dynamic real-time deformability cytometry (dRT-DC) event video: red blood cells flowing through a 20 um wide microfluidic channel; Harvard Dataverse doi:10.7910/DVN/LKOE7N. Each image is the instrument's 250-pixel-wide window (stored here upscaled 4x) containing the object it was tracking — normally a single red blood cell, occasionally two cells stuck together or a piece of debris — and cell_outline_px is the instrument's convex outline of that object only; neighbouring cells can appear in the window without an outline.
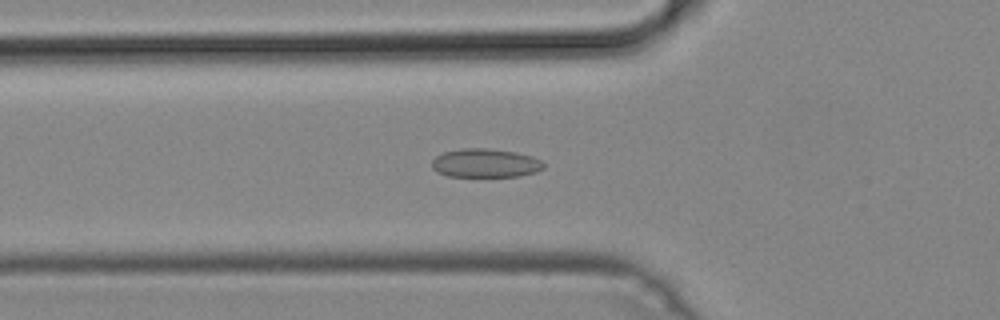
{"species": "common noctule bat (a hibernating species)", "species_latin": "Nyctalus noctula", "temperature_condition": "cold", "stored_images_in_passage": 38, "camera_frame_rate_fps": 3000, "um_per_image_px": 0.085, "animal": {"sex": "male", "body_mass_g": 19.2, "forearm_length_mm": 51.8}, "frame": {"image": 1, "passage_image": 6, "time_ms": 1.667, "image_size_px": [1000, 320], "cell_outline_px": [[544, 168], [536, 172], [520, 176], [448, 176], [436, 172], [432, 168], [432, 160], [436, 156], [444, 152], [460, 148], [488, 148], [516, 152], [532, 156], [540, 160], [544, 164]], "centroid_in_image_um": [41.25, 13.86], "position_along_channel_um": 84.6, "area_um2": 18.79}}
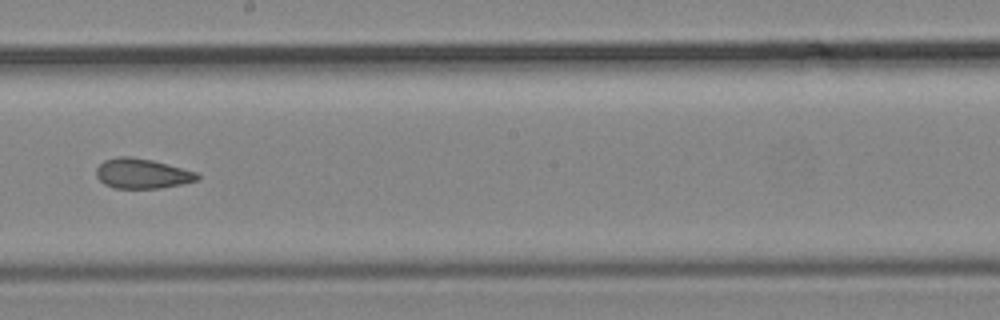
{"frame": {"image": 2, "passage_image": 17, "time_ms": 5.333, "image_size_px": [1000, 320], "cell_outline_px": [[200, 180], [160, 188], [116, 188], [104, 184], [96, 176], [96, 168], [104, 160], [116, 156], [132, 156], [152, 160], [196, 172], [200, 176]], "centroid_in_image_um": [12.06, 14.74], "position_along_channel_um": 236.1, "area_um2": 17.63}}
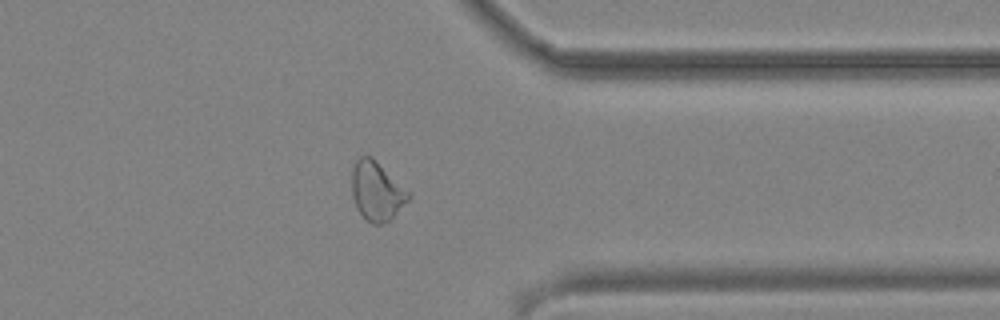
{"frame": {"image": 3, "passage_image": 28, "time_ms": 9.0, "image_size_px": [1000, 320], "cell_outline_px": [[412, 196], [384, 224], [372, 224], [360, 212], [352, 196], [352, 168], [356, 160], [360, 156], [372, 156]], "centroid_in_image_um": [31.99, 16.22], "position_along_channel_um": 379.4, "area_um2": 18.9}}